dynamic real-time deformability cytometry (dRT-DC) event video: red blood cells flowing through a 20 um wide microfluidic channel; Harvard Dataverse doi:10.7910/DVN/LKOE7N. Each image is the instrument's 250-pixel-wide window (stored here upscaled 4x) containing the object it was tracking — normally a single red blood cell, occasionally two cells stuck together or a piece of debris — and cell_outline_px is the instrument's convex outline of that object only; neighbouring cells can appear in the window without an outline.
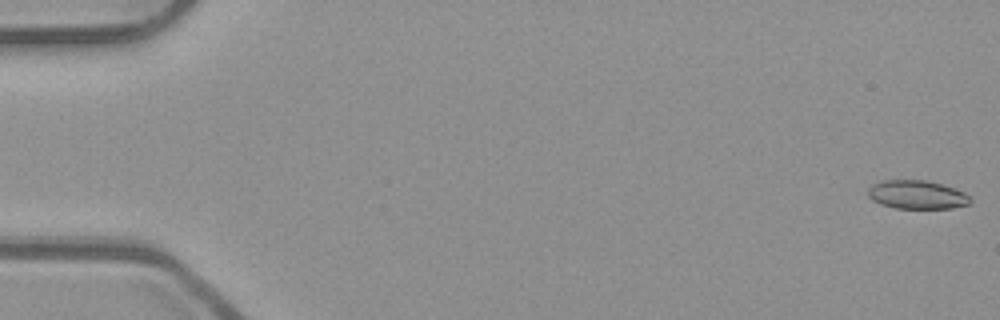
{"species": "common noctule bat (a hibernating species)", "species_latin": "Nyctalus noctula", "temperature_condition": "room temperature", "stored_images_in_passage": 53, "camera_frame_rate_fps": 3000, "um_per_image_px": 0.085, "animal": {"sex": "male", "body_mass_g": 23.1, "forearm_length_mm": 52.7}, "frame": {"image": 1, "passage_image": 1, "time_ms": 0.0, "image_size_px": [1000, 320], "cell_outline_px": [[972, 200], [968, 204], [952, 208], [896, 208], [880, 204], [872, 200], [868, 196], [868, 188], [872, 184], [880, 180], [924, 180], [940, 184], [964, 192]], "centroid_in_image_um": [77.89, 16.55], "position_along_channel_um": 7.1, "area_um2": 16.94}}
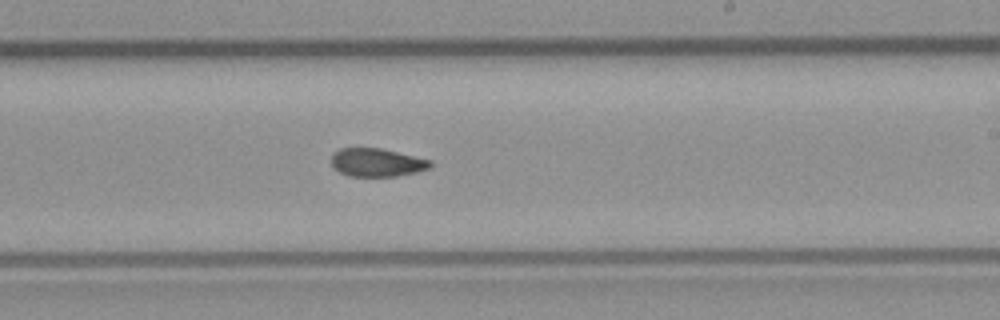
{"frame": {"image": 2, "passage_image": 32, "time_ms": 10.333, "image_size_px": [1000, 320], "cell_outline_px": [[432, 168], [416, 172], [396, 176], [348, 176], [340, 172], [332, 164], [332, 156], [340, 148], [380, 148], [432, 160]], "centroid_in_image_um": [32.08, 13.81], "position_along_channel_um": 256.9, "area_um2": 16.18}}
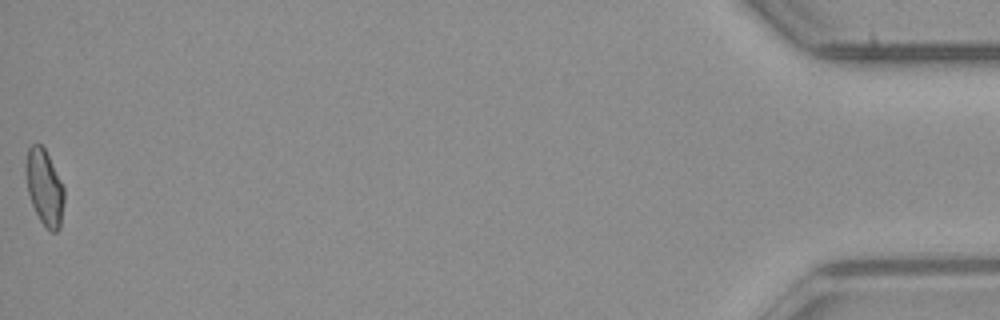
{"frame": {"image": 3, "passage_image": 53, "time_ms": 17.333, "image_size_px": [1000, 320], "cell_outline_px": [[64, 200], [60, 228], [56, 232], [52, 232], [40, 220], [32, 204], [28, 192], [24, 168], [24, 164], [28, 148], [32, 144], [40, 144], [44, 148], [64, 188]], "centroid_in_image_um": [3.76, 15.92], "position_along_channel_um": 431.4, "area_um2": 16.76}, "authors_computed_cell_mechanics": {"area_um2": 17.2244, "velocity_mm_per_s": 3.9677, "shape_relaxation_time_tau1_ms": null, "shape_relaxation_time_tau2_ms": 2.6608, "deformation_change_tau1": null, "deformation_change_tau2": 0.0824}}